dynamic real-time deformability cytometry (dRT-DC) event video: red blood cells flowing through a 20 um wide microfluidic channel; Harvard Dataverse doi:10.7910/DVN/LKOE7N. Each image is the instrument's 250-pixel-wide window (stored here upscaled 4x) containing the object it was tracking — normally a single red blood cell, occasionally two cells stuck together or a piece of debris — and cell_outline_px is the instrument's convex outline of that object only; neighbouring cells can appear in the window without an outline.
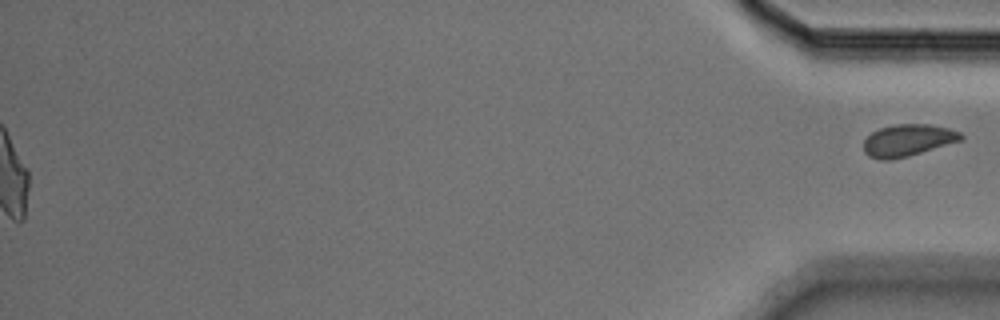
{"species": "Egyptian fruit bat (a non-hibernating species)", "species_latin": "Rousettus aegyptiacus", "temperature_condition": "cold", "stored_images_in_passage": 55, "segment_of_instrument_passage": [2, 2], "camera_frame_rate_fps": 3000, "um_per_image_px": 0.085, "animal": {"sex": "male"}, "frame": {"image": 1, "passage_image": 55, "time_ms": 18.0, "image_size_px": [1000, 320], "cell_outline_px": [[964, 140], [908, 156], [892, 160], [880, 160], [868, 156], [864, 152], [864, 140], [872, 132], [880, 128], [892, 124], [928, 124], [948, 128], [960, 132], [964, 136]], "centroid_in_image_um": [77.17, 11.93], "position_along_channel_um": 358.0, "area_um2": 18.26}}